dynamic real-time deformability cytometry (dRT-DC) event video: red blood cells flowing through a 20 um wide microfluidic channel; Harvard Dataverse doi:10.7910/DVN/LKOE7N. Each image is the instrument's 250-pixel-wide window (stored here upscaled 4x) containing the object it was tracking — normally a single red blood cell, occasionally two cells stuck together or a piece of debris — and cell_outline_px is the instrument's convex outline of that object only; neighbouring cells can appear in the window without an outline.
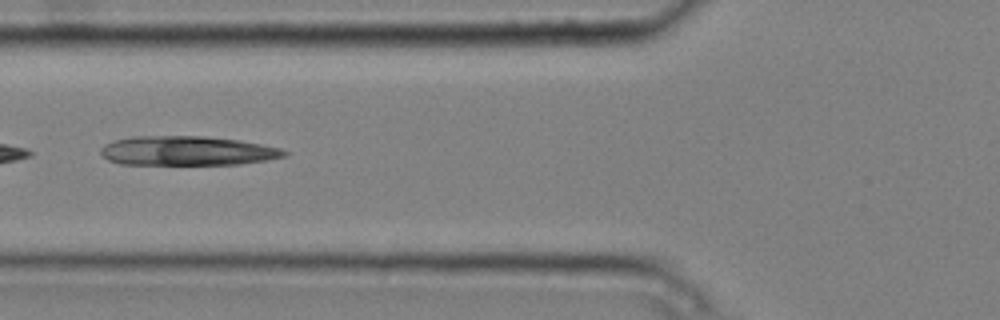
{"species": "common noctule bat (a hibernating species)", "species_latin": "Nyctalus noctula", "temperature_condition": "cold", "stored_images_in_passage": 7, "camera_frame_rate_fps": 3000, "um_per_image_px": 0.085, "animal": {"sex": "male", "body_mass_g": 20.4}, "frame": {"image": 1, "passage_image": 5, "time_ms": 1.333, "image_size_px": [1000, 320], "cell_outline_px": [[288, 156], [240, 164], [120, 164], [108, 160], [100, 152], [100, 148], [104, 144], [116, 140], [132, 136], [204, 136], [240, 140], [280, 148], [288, 152]], "centroid_in_image_um": [15.91, 12.81], "position_along_channel_um": 109.9, "area_um2": 31.33}}
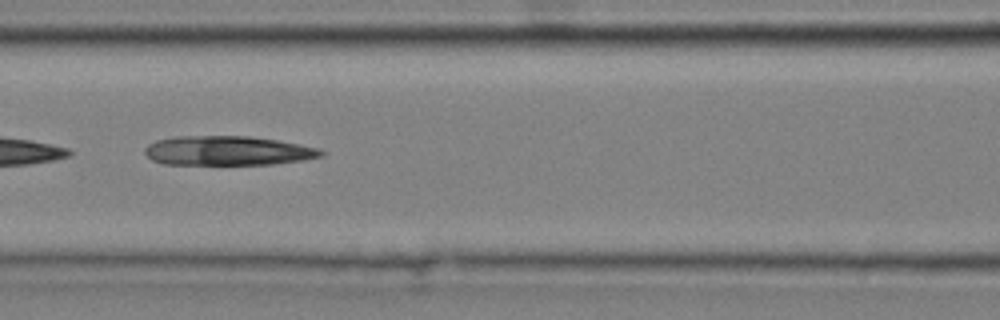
{"frame": {"image": 2, "passage_image": 6, "time_ms": 1.667, "image_size_px": [1000, 320], "cell_outline_px": [[324, 156], [304, 160], [272, 164], [164, 164], [152, 160], [144, 152], [144, 148], [148, 144], [156, 140], [172, 136], [248, 136], [276, 140], [316, 148], [324, 152]], "centroid_in_image_um": [19.3, 12.81], "position_along_channel_um": 147.3, "area_um2": 30.06}}
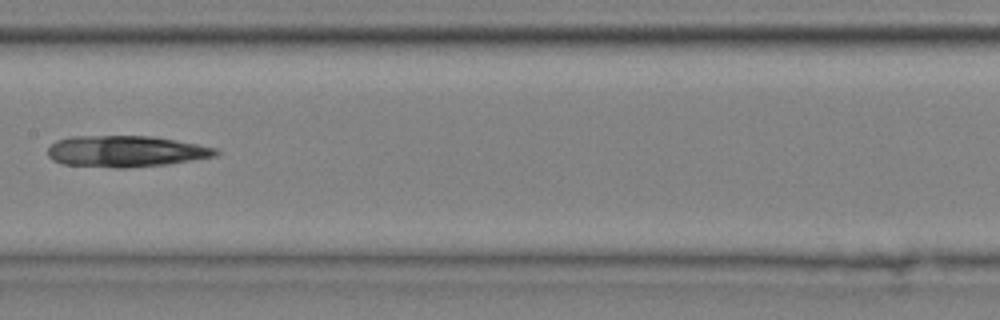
{"frame": {"image": 3, "passage_image": 7, "time_ms": 2.0, "image_size_px": [1000, 320], "cell_outline_px": [[220, 152], [216, 156], [168, 164], [124, 168], [116, 168], [64, 164], [52, 160], [48, 156], [48, 148], [56, 140], [72, 136], [152, 136], [176, 140], [216, 148]], "centroid_in_image_um": [10.68, 12.86], "position_along_channel_um": 196.7, "area_um2": 30.63}}